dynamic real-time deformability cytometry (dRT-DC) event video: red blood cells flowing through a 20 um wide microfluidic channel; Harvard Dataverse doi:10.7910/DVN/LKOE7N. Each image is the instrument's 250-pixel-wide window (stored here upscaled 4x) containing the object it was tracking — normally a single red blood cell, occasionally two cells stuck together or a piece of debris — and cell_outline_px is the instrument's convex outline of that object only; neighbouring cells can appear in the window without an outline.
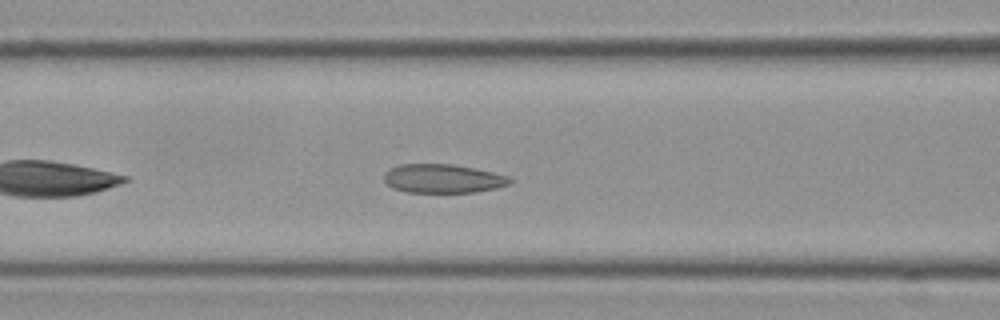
{"species": "Egyptian fruit bat (a non-hibernating species)", "species_latin": "Rousettus aegyptiacus", "temperature_condition": "cold", "stored_images_in_passage": 33, "camera_frame_rate_fps": 3000, "um_per_image_px": 0.085, "frame": {"image": 1, "passage_image": 8, "time_ms": 2.333, "image_size_px": [1000, 320], "cell_outline_px": [[512, 180], [508, 184], [496, 188], [476, 192], [408, 192], [392, 188], [384, 180], [384, 172], [388, 168], [400, 164], [452, 164], [492, 172], [508, 176]], "centroid_in_image_um": [37.6, 15.17], "position_along_channel_um": 129.0, "area_um2": 21.04}}
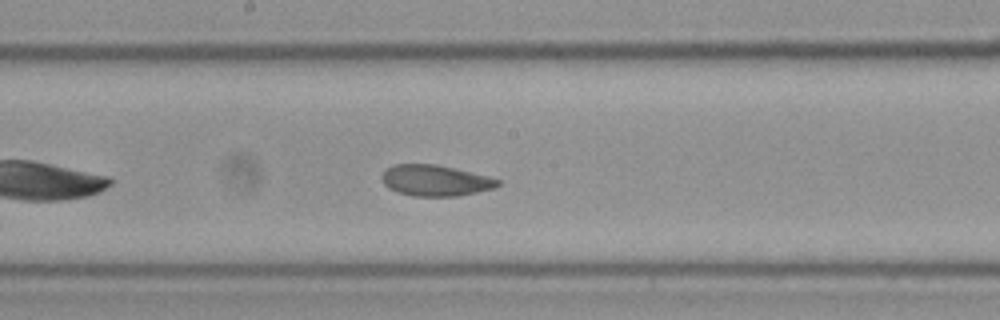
{"frame": {"image": 2, "passage_image": 15, "time_ms": 4.667, "image_size_px": [1000, 320], "cell_outline_px": [[500, 184], [496, 188], [456, 196], [412, 196], [388, 188], [384, 184], [380, 176], [388, 168], [396, 164], [436, 164], [488, 176], [500, 180]], "centroid_in_image_um": [37.01, 15.34], "position_along_channel_um": 211.2, "area_um2": 20.81}}
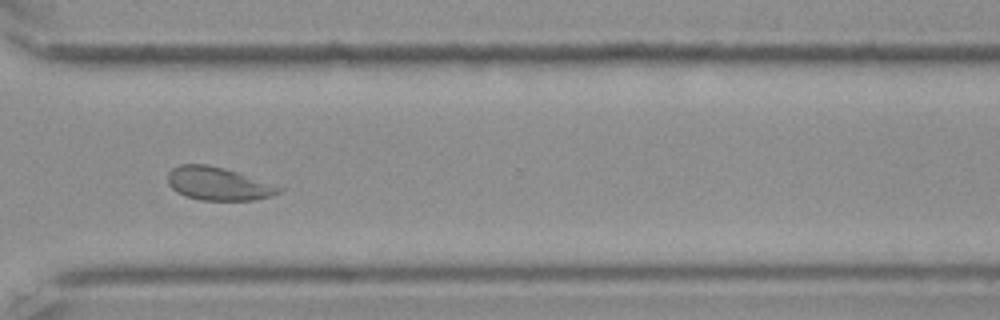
{"frame": {"image": 3, "passage_image": 27, "time_ms": 8.667, "image_size_px": [1000, 320], "cell_outline_px": [[284, 188], [280, 192], [272, 196], [252, 200], [200, 200], [184, 196], [176, 192], [168, 184], [168, 172], [172, 168], [180, 164], [208, 164], [224, 168], [284, 184]], "centroid_in_image_um": [18.65, 15.6], "position_along_channel_um": 351.9, "area_um2": 22.25}, "authors_computed_cell_mechanics": {"area_um2": 21.3282, "velocity_mm_per_s": 3.5187, "shape_relaxation_time_tau1_ms": 11.3165, "shape_relaxation_time_tau2_ms": 1.757, "deformation_change_tau1": 0.1931, "deformation_change_tau2": 0.0614}}